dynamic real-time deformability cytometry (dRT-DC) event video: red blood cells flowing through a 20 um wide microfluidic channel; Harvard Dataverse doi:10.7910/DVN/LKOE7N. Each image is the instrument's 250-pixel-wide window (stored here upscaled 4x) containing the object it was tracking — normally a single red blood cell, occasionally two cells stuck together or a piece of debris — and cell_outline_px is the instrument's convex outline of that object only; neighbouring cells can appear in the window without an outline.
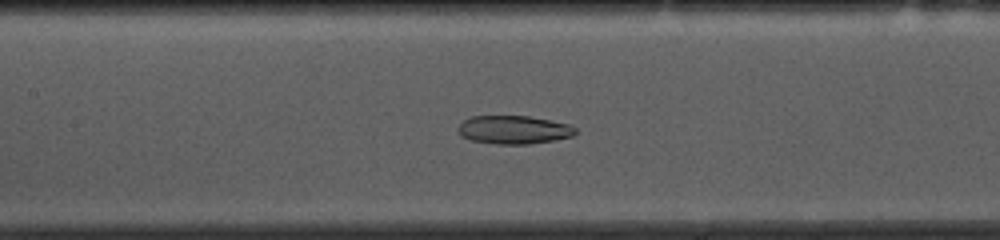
{"species": "common noctule bat (a hibernating species)", "species_latin": "Nyctalus noctula", "temperature_condition": "cold", "stored_images_in_passage": 53, "camera_frame_rate_fps": 3000, "um_per_image_px": 0.085, "animal": {"sex": "female", "body_mass_g": 10.0, "forearm_length_mm": 53.1}, "frame": {"image": 1, "passage_image": 23, "time_ms": 7.333, "image_size_px": [1000, 240], "cell_outline_px": [[576, 132], [572, 136], [552, 140], [528, 144], [496, 144], [468, 140], [460, 136], [456, 128], [464, 120], [472, 116], [528, 116], [552, 120], [568, 124], [576, 128]], "centroid_in_image_um": [43.62, 11.03], "position_along_channel_um": 163.8, "area_um2": 19.48}}
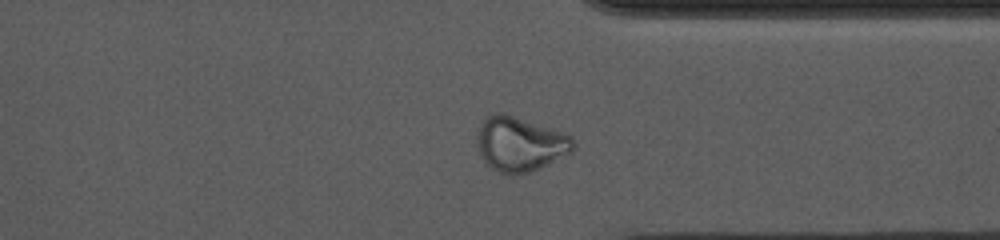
{"frame": {"image": 2, "passage_image": 40, "time_ms": 13.0, "image_size_px": [1000, 240], "cell_outline_px": [[576, 144], [572, 152], [548, 164], [528, 172], [500, 172], [492, 168], [484, 160], [480, 152], [480, 124], [488, 116], [496, 112], [500, 112], [564, 132], [572, 136]], "centroid_in_image_um": [44.28, 12.22], "position_along_channel_um": 367.1, "area_um2": 29.59}}
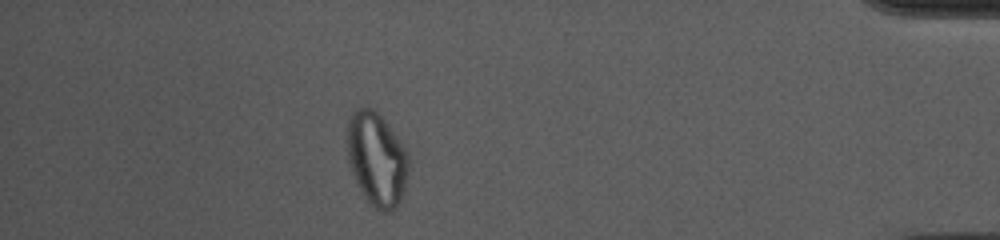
{"frame": {"image": 3, "passage_image": 47, "time_ms": 15.333, "image_size_px": [1000, 240], "cell_outline_px": [[408, 176], [404, 192], [396, 208], [388, 212], [384, 212], [376, 208], [364, 196], [352, 172], [348, 160], [348, 120], [352, 112], [356, 108], [376, 108], [408, 148]], "centroid_in_image_um": [32.06, 13.48], "position_along_channel_um": 403.1, "area_um2": 33.81}, "authors_computed_cell_mechanics": {"area_um2": 24.7384, "velocity_mm_per_s": 3.6314, "shape_relaxation_time_tau1_ms": null, "shape_relaxation_time_tau2_ms": 2.798, "deformation_change_tau1": null, "deformation_change_tau2": 0.0888}}